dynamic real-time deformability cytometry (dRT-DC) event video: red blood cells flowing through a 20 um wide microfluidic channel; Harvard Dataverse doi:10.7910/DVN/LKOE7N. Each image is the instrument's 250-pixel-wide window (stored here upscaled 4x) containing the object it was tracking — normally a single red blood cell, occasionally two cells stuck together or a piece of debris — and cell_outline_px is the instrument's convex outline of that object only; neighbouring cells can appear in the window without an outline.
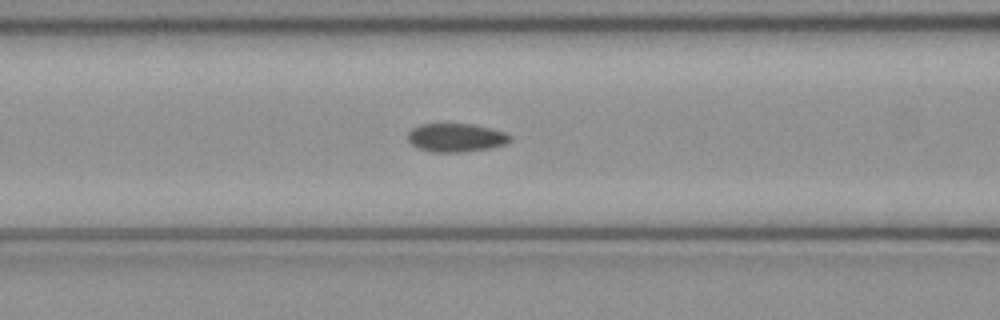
{"species": "common noctule bat (a hibernating species)", "species_latin": "Nyctalus noctula", "temperature_condition": "cold", "stored_images_in_passage": 42, "camera_frame_rate_fps": 3000, "um_per_image_px": 0.085, "animal": {"sex": "female", "body_mass_g": 21.9}, "frame": {"image": 1, "passage_image": 12, "time_ms": 3.667, "image_size_px": [1000, 320], "cell_outline_px": [[512, 140], [504, 144], [488, 148], [460, 152], [432, 152], [416, 148], [408, 140], [408, 132], [412, 128], [420, 124], [472, 124], [492, 128], [508, 132], [512, 136]], "centroid_in_image_um": [38.77, 11.69], "position_along_channel_um": 127.8, "area_um2": 17.11}}
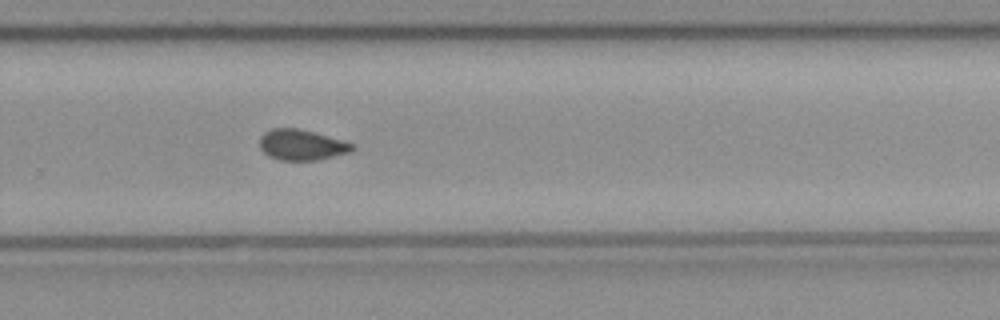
{"frame": {"image": 2, "passage_image": 25, "time_ms": 8.0, "image_size_px": [1000, 320], "cell_outline_px": [[356, 148], [352, 152], [316, 160], [280, 160], [268, 156], [260, 148], [260, 136], [264, 132], [272, 128], [300, 128], [344, 140], [356, 144]], "centroid_in_image_um": [25.68, 12.3], "position_along_channel_um": 304.1, "area_um2": 16.82}}
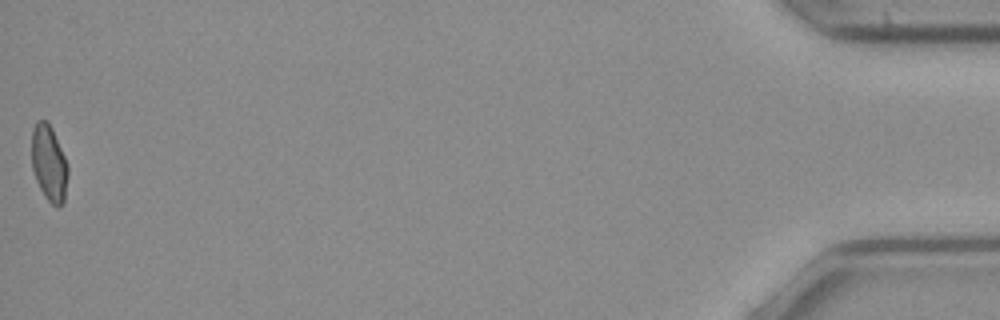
{"frame": {"image": 3, "passage_image": 42, "time_ms": 13.667, "image_size_px": [1000, 320], "cell_outline_px": [[68, 176], [64, 204], [56, 208], [44, 196], [36, 180], [32, 168], [32, 128], [36, 120], [48, 120], [52, 128], [64, 156], [68, 168]], "centroid_in_image_um": [4.17, 13.88], "position_along_channel_um": 431.0, "area_um2": 16.24}, "authors_computed_cell_mechanics": {"area_um2": 16.9643, "velocity_mm_per_s": 4.0806, "shape_relaxation_time_tau1_ms": null, "shape_relaxation_time_tau2_ms": 3.0448, "deformation_change_tau1": null, "deformation_change_tau2": 0.0748}}